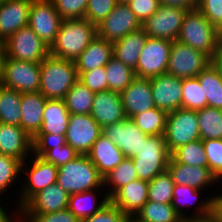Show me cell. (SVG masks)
Returning a JSON list of instances; mask_svg holds the SVG:
<instances>
[{
	"mask_svg": "<svg viewBox=\"0 0 222 222\" xmlns=\"http://www.w3.org/2000/svg\"><path fill=\"white\" fill-rule=\"evenodd\" d=\"M96 36V25L86 18L63 19L49 52L55 57L75 62Z\"/></svg>",
	"mask_w": 222,
	"mask_h": 222,
	"instance_id": "1",
	"label": "cell"
},
{
	"mask_svg": "<svg viewBox=\"0 0 222 222\" xmlns=\"http://www.w3.org/2000/svg\"><path fill=\"white\" fill-rule=\"evenodd\" d=\"M39 92L46 99H64L79 79L74 61L49 54L40 63Z\"/></svg>",
	"mask_w": 222,
	"mask_h": 222,
	"instance_id": "2",
	"label": "cell"
},
{
	"mask_svg": "<svg viewBox=\"0 0 222 222\" xmlns=\"http://www.w3.org/2000/svg\"><path fill=\"white\" fill-rule=\"evenodd\" d=\"M68 195L103 188V176L87 155L58 167L57 182Z\"/></svg>",
	"mask_w": 222,
	"mask_h": 222,
	"instance_id": "3",
	"label": "cell"
},
{
	"mask_svg": "<svg viewBox=\"0 0 222 222\" xmlns=\"http://www.w3.org/2000/svg\"><path fill=\"white\" fill-rule=\"evenodd\" d=\"M177 41L207 55L217 52V28L198 10H187Z\"/></svg>",
	"mask_w": 222,
	"mask_h": 222,
	"instance_id": "4",
	"label": "cell"
},
{
	"mask_svg": "<svg viewBox=\"0 0 222 222\" xmlns=\"http://www.w3.org/2000/svg\"><path fill=\"white\" fill-rule=\"evenodd\" d=\"M170 156L164 136H148L132 158L138 179L150 182L167 170Z\"/></svg>",
	"mask_w": 222,
	"mask_h": 222,
	"instance_id": "5",
	"label": "cell"
},
{
	"mask_svg": "<svg viewBox=\"0 0 222 222\" xmlns=\"http://www.w3.org/2000/svg\"><path fill=\"white\" fill-rule=\"evenodd\" d=\"M164 138L170 154L182 145L201 139L197 111L179 108L169 112Z\"/></svg>",
	"mask_w": 222,
	"mask_h": 222,
	"instance_id": "6",
	"label": "cell"
},
{
	"mask_svg": "<svg viewBox=\"0 0 222 222\" xmlns=\"http://www.w3.org/2000/svg\"><path fill=\"white\" fill-rule=\"evenodd\" d=\"M5 57L18 61L41 63L49 54V47L29 27L16 31L3 42Z\"/></svg>",
	"mask_w": 222,
	"mask_h": 222,
	"instance_id": "7",
	"label": "cell"
},
{
	"mask_svg": "<svg viewBox=\"0 0 222 222\" xmlns=\"http://www.w3.org/2000/svg\"><path fill=\"white\" fill-rule=\"evenodd\" d=\"M40 81V63L5 57L1 85L21 94L32 93L39 91Z\"/></svg>",
	"mask_w": 222,
	"mask_h": 222,
	"instance_id": "8",
	"label": "cell"
},
{
	"mask_svg": "<svg viewBox=\"0 0 222 222\" xmlns=\"http://www.w3.org/2000/svg\"><path fill=\"white\" fill-rule=\"evenodd\" d=\"M172 41L147 37L134 69L136 77L153 78L166 73Z\"/></svg>",
	"mask_w": 222,
	"mask_h": 222,
	"instance_id": "9",
	"label": "cell"
},
{
	"mask_svg": "<svg viewBox=\"0 0 222 222\" xmlns=\"http://www.w3.org/2000/svg\"><path fill=\"white\" fill-rule=\"evenodd\" d=\"M210 64V58L189 45L172 41L166 73L181 79L198 76Z\"/></svg>",
	"mask_w": 222,
	"mask_h": 222,
	"instance_id": "10",
	"label": "cell"
},
{
	"mask_svg": "<svg viewBox=\"0 0 222 222\" xmlns=\"http://www.w3.org/2000/svg\"><path fill=\"white\" fill-rule=\"evenodd\" d=\"M33 157L28 169H25V166H29L28 162L21 164V171L25 172L27 180L24 181L26 184L23 183L21 186L23 190L18 194L20 195L18 199L20 204L17 203L19 210L39 191L57 182L58 167L41 157L35 155Z\"/></svg>",
	"mask_w": 222,
	"mask_h": 222,
	"instance_id": "11",
	"label": "cell"
},
{
	"mask_svg": "<svg viewBox=\"0 0 222 222\" xmlns=\"http://www.w3.org/2000/svg\"><path fill=\"white\" fill-rule=\"evenodd\" d=\"M186 9L160 5L159 9L142 23L144 32L152 38L177 40Z\"/></svg>",
	"mask_w": 222,
	"mask_h": 222,
	"instance_id": "12",
	"label": "cell"
},
{
	"mask_svg": "<svg viewBox=\"0 0 222 222\" xmlns=\"http://www.w3.org/2000/svg\"><path fill=\"white\" fill-rule=\"evenodd\" d=\"M62 20L51 0H32L28 26L49 48L55 41Z\"/></svg>",
	"mask_w": 222,
	"mask_h": 222,
	"instance_id": "13",
	"label": "cell"
},
{
	"mask_svg": "<svg viewBox=\"0 0 222 222\" xmlns=\"http://www.w3.org/2000/svg\"><path fill=\"white\" fill-rule=\"evenodd\" d=\"M102 134V127L91 115L71 114L65 133L66 144L79 155H86Z\"/></svg>",
	"mask_w": 222,
	"mask_h": 222,
	"instance_id": "14",
	"label": "cell"
},
{
	"mask_svg": "<svg viewBox=\"0 0 222 222\" xmlns=\"http://www.w3.org/2000/svg\"><path fill=\"white\" fill-rule=\"evenodd\" d=\"M141 28L140 20L124 3H117L112 12L96 25L97 36L112 43Z\"/></svg>",
	"mask_w": 222,
	"mask_h": 222,
	"instance_id": "15",
	"label": "cell"
},
{
	"mask_svg": "<svg viewBox=\"0 0 222 222\" xmlns=\"http://www.w3.org/2000/svg\"><path fill=\"white\" fill-rule=\"evenodd\" d=\"M103 135L119 147L126 158H134L148 137L130 118L104 127Z\"/></svg>",
	"mask_w": 222,
	"mask_h": 222,
	"instance_id": "16",
	"label": "cell"
},
{
	"mask_svg": "<svg viewBox=\"0 0 222 222\" xmlns=\"http://www.w3.org/2000/svg\"><path fill=\"white\" fill-rule=\"evenodd\" d=\"M183 79L168 73L150 78L155 106L167 113L181 108Z\"/></svg>",
	"mask_w": 222,
	"mask_h": 222,
	"instance_id": "17",
	"label": "cell"
},
{
	"mask_svg": "<svg viewBox=\"0 0 222 222\" xmlns=\"http://www.w3.org/2000/svg\"><path fill=\"white\" fill-rule=\"evenodd\" d=\"M120 96L125 115L130 119L138 113L156 107L148 78L135 77Z\"/></svg>",
	"mask_w": 222,
	"mask_h": 222,
	"instance_id": "18",
	"label": "cell"
},
{
	"mask_svg": "<svg viewBox=\"0 0 222 222\" xmlns=\"http://www.w3.org/2000/svg\"><path fill=\"white\" fill-rule=\"evenodd\" d=\"M69 195L57 183L35 194L20 210L19 214H48L68 209Z\"/></svg>",
	"mask_w": 222,
	"mask_h": 222,
	"instance_id": "19",
	"label": "cell"
},
{
	"mask_svg": "<svg viewBox=\"0 0 222 222\" xmlns=\"http://www.w3.org/2000/svg\"><path fill=\"white\" fill-rule=\"evenodd\" d=\"M32 0H7L0 6V41L28 26Z\"/></svg>",
	"mask_w": 222,
	"mask_h": 222,
	"instance_id": "20",
	"label": "cell"
},
{
	"mask_svg": "<svg viewBox=\"0 0 222 222\" xmlns=\"http://www.w3.org/2000/svg\"><path fill=\"white\" fill-rule=\"evenodd\" d=\"M90 115L99 123L102 129L125 120L127 117L120 93L110 90L95 93Z\"/></svg>",
	"mask_w": 222,
	"mask_h": 222,
	"instance_id": "21",
	"label": "cell"
},
{
	"mask_svg": "<svg viewBox=\"0 0 222 222\" xmlns=\"http://www.w3.org/2000/svg\"><path fill=\"white\" fill-rule=\"evenodd\" d=\"M32 143L33 139L20 126L0 123V155L23 163L32 152Z\"/></svg>",
	"mask_w": 222,
	"mask_h": 222,
	"instance_id": "22",
	"label": "cell"
},
{
	"mask_svg": "<svg viewBox=\"0 0 222 222\" xmlns=\"http://www.w3.org/2000/svg\"><path fill=\"white\" fill-rule=\"evenodd\" d=\"M167 170L175 185H186L198 190H204L209 185H215L219 182L208 167L181 164L176 162L171 156Z\"/></svg>",
	"mask_w": 222,
	"mask_h": 222,
	"instance_id": "23",
	"label": "cell"
},
{
	"mask_svg": "<svg viewBox=\"0 0 222 222\" xmlns=\"http://www.w3.org/2000/svg\"><path fill=\"white\" fill-rule=\"evenodd\" d=\"M202 190H198L196 188L186 186V185H175L173 191V198H172V206L176 210V212L183 218L184 220H207L211 218L212 214V195H210V199H202V203L200 202L196 210V213L192 216H188L186 213L184 214V208L190 204L193 205L197 203L200 197ZM199 194V195H198ZM186 205V206H185ZM195 214V215H194Z\"/></svg>",
	"mask_w": 222,
	"mask_h": 222,
	"instance_id": "24",
	"label": "cell"
},
{
	"mask_svg": "<svg viewBox=\"0 0 222 222\" xmlns=\"http://www.w3.org/2000/svg\"><path fill=\"white\" fill-rule=\"evenodd\" d=\"M122 213L135 216L148 201V182L136 179L121 187L109 199Z\"/></svg>",
	"mask_w": 222,
	"mask_h": 222,
	"instance_id": "25",
	"label": "cell"
},
{
	"mask_svg": "<svg viewBox=\"0 0 222 222\" xmlns=\"http://www.w3.org/2000/svg\"><path fill=\"white\" fill-rule=\"evenodd\" d=\"M47 99L38 91L22 93L20 127L33 139L43 122L44 106Z\"/></svg>",
	"mask_w": 222,
	"mask_h": 222,
	"instance_id": "26",
	"label": "cell"
},
{
	"mask_svg": "<svg viewBox=\"0 0 222 222\" xmlns=\"http://www.w3.org/2000/svg\"><path fill=\"white\" fill-rule=\"evenodd\" d=\"M86 155L103 177L126 158L122 150L103 134Z\"/></svg>",
	"mask_w": 222,
	"mask_h": 222,
	"instance_id": "27",
	"label": "cell"
},
{
	"mask_svg": "<svg viewBox=\"0 0 222 222\" xmlns=\"http://www.w3.org/2000/svg\"><path fill=\"white\" fill-rule=\"evenodd\" d=\"M113 56V43L96 36L75 60L78 77L83 72L106 66Z\"/></svg>",
	"mask_w": 222,
	"mask_h": 222,
	"instance_id": "28",
	"label": "cell"
},
{
	"mask_svg": "<svg viewBox=\"0 0 222 222\" xmlns=\"http://www.w3.org/2000/svg\"><path fill=\"white\" fill-rule=\"evenodd\" d=\"M147 37L148 35L142 28L128 33L120 40L113 42V56L134 70Z\"/></svg>",
	"mask_w": 222,
	"mask_h": 222,
	"instance_id": "29",
	"label": "cell"
},
{
	"mask_svg": "<svg viewBox=\"0 0 222 222\" xmlns=\"http://www.w3.org/2000/svg\"><path fill=\"white\" fill-rule=\"evenodd\" d=\"M70 115L63 99H47L39 133L65 135Z\"/></svg>",
	"mask_w": 222,
	"mask_h": 222,
	"instance_id": "30",
	"label": "cell"
},
{
	"mask_svg": "<svg viewBox=\"0 0 222 222\" xmlns=\"http://www.w3.org/2000/svg\"><path fill=\"white\" fill-rule=\"evenodd\" d=\"M99 189L101 188L69 195L68 209L79 220H83L97 213L109 201V198L106 194H104V197L101 201H96L95 197Z\"/></svg>",
	"mask_w": 222,
	"mask_h": 222,
	"instance_id": "31",
	"label": "cell"
},
{
	"mask_svg": "<svg viewBox=\"0 0 222 222\" xmlns=\"http://www.w3.org/2000/svg\"><path fill=\"white\" fill-rule=\"evenodd\" d=\"M95 93L79 79L63 99L70 114L90 115Z\"/></svg>",
	"mask_w": 222,
	"mask_h": 222,
	"instance_id": "32",
	"label": "cell"
},
{
	"mask_svg": "<svg viewBox=\"0 0 222 222\" xmlns=\"http://www.w3.org/2000/svg\"><path fill=\"white\" fill-rule=\"evenodd\" d=\"M22 94L0 85V123L20 126Z\"/></svg>",
	"mask_w": 222,
	"mask_h": 222,
	"instance_id": "33",
	"label": "cell"
},
{
	"mask_svg": "<svg viewBox=\"0 0 222 222\" xmlns=\"http://www.w3.org/2000/svg\"><path fill=\"white\" fill-rule=\"evenodd\" d=\"M136 179L138 176L132 158H125L116 168L103 177V186L107 187V189L104 188L107 191L105 192L107 197L110 199L121 187Z\"/></svg>",
	"mask_w": 222,
	"mask_h": 222,
	"instance_id": "34",
	"label": "cell"
},
{
	"mask_svg": "<svg viewBox=\"0 0 222 222\" xmlns=\"http://www.w3.org/2000/svg\"><path fill=\"white\" fill-rule=\"evenodd\" d=\"M207 98V107L222 109V80L214 66L208 64L196 76Z\"/></svg>",
	"mask_w": 222,
	"mask_h": 222,
	"instance_id": "35",
	"label": "cell"
},
{
	"mask_svg": "<svg viewBox=\"0 0 222 222\" xmlns=\"http://www.w3.org/2000/svg\"><path fill=\"white\" fill-rule=\"evenodd\" d=\"M168 113L154 107L134 115L131 120L148 136H164Z\"/></svg>",
	"mask_w": 222,
	"mask_h": 222,
	"instance_id": "36",
	"label": "cell"
},
{
	"mask_svg": "<svg viewBox=\"0 0 222 222\" xmlns=\"http://www.w3.org/2000/svg\"><path fill=\"white\" fill-rule=\"evenodd\" d=\"M108 90L121 93L136 77L134 70L112 56L105 66Z\"/></svg>",
	"mask_w": 222,
	"mask_h": 222,
	"instance_id": "37",
	"label": "cell"
},
{
	"mask_svg": "<svg viewBox=\"0 0 222 222\" xmlns=\"http://www.w3.org/2000/svg\"><path fill=\"white\" fill-rule=\"evenodd\" d=\"M141 222H183L172 204L147 201L135 215Z\"/></svg>",
	"mask_w": 222,
	"mask_h": 222,
	"instance_id": "38",
	"label": "cell"
},
{
	"mask_svg": "<svg viewBox=\"0 0 222 222\" xmlns=\"http://www.w3.org/2000/svg\"><path fill=\"white\" fill-rule=\"evenodd\" d=\"M197 116L201 140L222 139V109L205 107Z\"/></svg>",
	"mask_w": 222,
	"mask_h": 222,
	"instance_id": "39",
	"label": "cell"
},
{
	"mask_svg": "<svg viewBox=\"0 0 222 222\" xmlns=\"http://www.w3.org/2000/svg\"><path fill=\"white\" fill-rule=\"evenodd\" d=\"M171 157L178 163L190 166L208 167L203 142L198 139L175 149Z\"/></svg>",
	"mask_w": 222,
	"mask_h": 222,
	"instance_id": "40",
	"label": "cell"
},
{
	"mask_svg": "<svg viewBox=\"0 0 222 222\" xmlns=\"http://www.w3.org/2000/svg\"><path fill=\"white\" fill-rule=\"evenodd\" d=\"M207 107V98L197 77L183 79L181 108L198 111Z\"/></svg>",
	"mask_w": 222,
	"mask_h": 222,
	"instance_id": "41",
	"label": "cell"
},
{
	"mask_svg": "<svg viewBox=\"0 0 222 222\" xmlns=\"http://www.w3.org/2000/svg\"><path fill=\"white\" fill-rule=\"evenodd\" d=\"M174 182L168 170L148 182V201L172 204Z\"/></svg>",
	"mask_w": 222,
	"mask_h": 222,
	"instance_id": "42",
	"label": "cell"
},
{
	"mask_svg": "<svg viewBox=\"0 0 222 222\" xmlns=\"http://www.w3.org/2000/svg\"><path fill=\"white\" fill-rule=\"evenodd\" d=\"M208 168L220 182L222 181V139L202 140Z\"/></svg>",
	"mask_w": 222,
	"mask_h": 222,
	"instance_id": "43",
	"label": "cell"
},
{
	"mask_svg": "<svg viewBox=\"0 0 222 222\" xmlns=\"http://www.w3.org/2000/svg\"><path fill=\"white\" fill-rule=\"evenodd\" d=\"M21 162L18 159L0 155V196L19 177L21 172Z\"/></svg>",
	"mask_w": 222,
	"mask_h": 222,
	"instance_id": "44",
	"label": "cell"
},
{
	"mask_svg": "<svg viewBox=\"0 0 222 222\" xmlns=\"http://www.w3.org/2000/svg\"><path fill=\"white\" fill-rule=\"evenodd\" d=\"M63 19H83L88 0H51Z\"/></svg>",
	"mask_w": 222,
	"mask_h": 222,
	"instance_id": "45",
	"label": "cell"
},
{
	"mask_svg": "<svg viewBox=\"0 0 222 222\" xmlns=\"http://www.w3.org/2000/svg\"><path fill=\"white\" fill-rule=\"evenodd\" d=\"M117 3V0H88L84 18L98 25L112 12Z\"/></svg>",
	"mask_w": 222,
	"mask_h": 222,
	"instance_id": "46",
	"label": "cell"
},
{
	"mask_svg": "<svg viewBox=\"0 0 222 222\" xmlns=\"http://www.w3.org/2000/svg\"><path fill=\"white\" fill-rule=\"evenodd\" d=\"M65 144V135L38 133L33 138L32 156L42 157L48 150L56 147H63Z\"/></svg>",
	"mask_w": 222,
	"mask_h": 222,
	"instance_id": "47",
	"label": "cell"
},
{
	"mask_svg": "<svg viewBox=\"0 0 222 222\" xmlns=\"http://www.w3.org/2000/svg\"><path fill=\"white\" fill-rule=\"evenodd\" d=\"M15 220H18L20 222H80V220L69 209H63L48 214L17 213V217Z\"/></svg>",
	"mask_w": 222,
	"mask_h": 222,
	"instance_id": "48",
	"label": "cell"
},
{
	"mask_svg": "<svg viewBox=\"0 0 222 222\" xmlns=\"http://www.w3.org/2000/svg\"><path fill=\"white\" fill-rule=\"evenodd\" d=\"M79 80L94 93L108 90L105 66L83 72Z\"/></svg>",
	"mask_w": 222,
	"mask_h": 222,
	"instance_id": "49",
	"label": "cell"
},
{
	"mask_svg": "<svg viewBox=\"0 0 222 222\" xmlns=\"http://www.w3.org/2000/svg\"><path fill=\"white\" fill-rule=\"evenodd\" d=\"M127 217L109 200L97 213L80 222H127Z\"/></svg>",
	"mask_w": 222,
	"mask_h": 222,
	"instance_id": "50",
	"label": "cell"
},
{
	"mask_svg": "<svg viewBox=\"0 0 222 222\" xmlns=\"http://www.w3.org/2000/svg\"><path fill=\"white\" fill-rule=\"evenodd\" d=\"M79 154L68 144L48 150L41 158L57 167L74 160Z\"/></svg>",
	"mask_w": 222,
	"mask_h": 222,
	"instance_id": "51",
	"label": "cell"
},
{
	"mask_svg": "<svg viewBox=\"0 0 222 222\" xmlns=\"http://www.w3.org/2000/svg\"><path fill=\"white\" fill-rule=\"evenodd\" d=\"M197 9L216 28L222 25V0H199Z\"/></svg>",
	"mask_w": 222,
	"mask_h": 222,
	"instance_id": "52",
	"label": "cell"
},
{
	"mask_svg": "<svg viewBox=\"0 0 222 222\" xmlns=\"http://www.w3.org/2000/svg\"><path fill=\"white\" fill-rule=\"evenodd\" d=\"M129 8L136 17L143 23L146 19L152 16L160 6L159 0H131L128 3Z\"/></svg>",
	"mask_w": 222,
	"mask_h": 222,
	"instance_id": "53",
	"label": "cell"
},
{
	"mask_svg": "<svg viewBox=\"0 0 222 222\" xmlns=\"http://www.w3.org/2000/svg\"><path fill=\"white\" fill-rule=\"evenodd\" d=\"M160 5L175 6L186 10L197 9L199 0H159Z\"/></svg>",
	"mask_w": 222,
	"mask_h": 222,
	"instance_id": "54",
	"label": "cell"
},
{
	"mask_svg": "<svg viewBox=\"0 0 222 222\" xmlns=\"http://www.w3.org/2000/svg\"><path fill=\"white\" fill-rule=\"evenodd\" d=\"M216 195V196H215ZM212 196V222H222V193Z\"/></svg>",
	"mask_w": 222,
	"mask_h": 222,
	"instance_id": "55",
	"label": "cell"
},
{
	"mask_svg": "<svg viewBox=\"0 0 222 222\" xmlns=\"http://www.w3.org/2000/svg\"><path fill=\"white\" fill-rule=\"evenodd\" d=\"M210 63L214 66L222 80V51H217L213 58L210 59Z\"/></svg>",
	"mask_w": 222,
	"mask_h": 222,
	"instance_id": "56",
	"label": "cell"
},
{
	"mask_svg": "<svg viewBox=\"0 0 222 222\" xmlns=\"http://www.w3.org/2000/svg\"><path fill=\"white\" fill-rule=\"evenodd\" d=\"M0 204V222H13L16 219V216H10L7 211H5L4 207ZM15 217V218H14Z\"/></svg>",
	"mask_w": 222,
	"mask_h": 222,
	"instance_id": "57",
	"label": "cell"
},
{
	"mask_svg": "<svg viewBox=\"0 0 222 222\" xmlns=\"http://www.w3.org/2000/svg\"><path fill=\"white\" fill-rule=\"evenodd\" d=\"M217 51H222V25L217 28Z\"/></svg>",
	"mask_w": 222,
	"mask_h": 222,
	"instance_id": "58",
	"label": "cell"
},
{
	"mask_svg": "<svg viewBox=\"0 0 222 222\" xmlns=\"http://www.w3.org/2000/svg\"><path fill=\"white\" fill-rule=\"evenodd\" d=\"M4 59H5V53H0V85L2 82Z\"/></svg>",
	"mask_w": 222,
	"mask_h": 222,
	"instance_id": "59",
	"label": "cell"
},
{
	"mask_svg": "<svg viewBox=\"0 0 222 222\" xmlns=\"http://www.w3.org/2000/svg\"><path fill=\"white\" fill-rule=\"evenodd\" d=\"M127 222H141V221L138 218H136L135 216H128Z\"/></svg>",
	"mask_w": 222,
	"mask_h": 222,
	"instance_id": "60",
	"label": "cell"
},
{
	"mask_svg": "<svg viewBox=\"0 0 222 222\" xmlns=\"http://www.w3.org/2000/svg\"><path fill=\"white\" fill-rule=\"evenodd\" d=\"M131 0H117L118 3L128 4Z\"/></svg>",
	"mask_w": 222,
	"mask_h": 222,
	"instance_id": "61",
	"label": "cell"
},
{
	"mask_svg": "<svg viewBox=\"0 0 222 222\" xmlns=\"http://www.w3.org/2000/svg\"><path fill=\"white\" fill-rule=\"evenodd\" d=\"M183 222H204V220H184Z\"/></svg>",
	"mask_w": 222,
	"mask_h": 222,
	"instance_id": "62",
	"label": "cell"
},
{
	"mask_svg": "<svg viewBox=\"0 0 222 222\" xmlns=\"http://www.w3.org/2000/svg\"><path fill=\"white\" fill-rule=\"evenodd\" d=\"M0 53H5L3 48V43L0 41Z\"/></svg>",
	"mask_w": 222,
	"mask_h": 222,
	"instance_id": "63",
	"label": "cell"
},
{
	"mask_svg": "<svg viewBox=\"0 0 222 222\" xmlns=\"http://www.w3.org/2000/svg\"><path fill=\"white\" fill-rule=\"evenodd\" d=\"M7 0H0V6L5 3Z\"/></svg>",
	"mask_w": 222,
	"mask_h": 222,
	"instance_id": "64",
	"label": "cell"
},
{
	"mask_svg": "<svg viewBox=\"0 0 222 222\" xmlns=\"http://www.w3.org/2000/svg\"><path fill=\"white\" fill-rule=\"evenodd\" d=\"M204 222H212L211 219L204 220Z\"/></svg>",
	"mask_w": 222,
	"mask_h": 222,
	"instance_id": "65",
	"label": "cell"
}]
</instances>
